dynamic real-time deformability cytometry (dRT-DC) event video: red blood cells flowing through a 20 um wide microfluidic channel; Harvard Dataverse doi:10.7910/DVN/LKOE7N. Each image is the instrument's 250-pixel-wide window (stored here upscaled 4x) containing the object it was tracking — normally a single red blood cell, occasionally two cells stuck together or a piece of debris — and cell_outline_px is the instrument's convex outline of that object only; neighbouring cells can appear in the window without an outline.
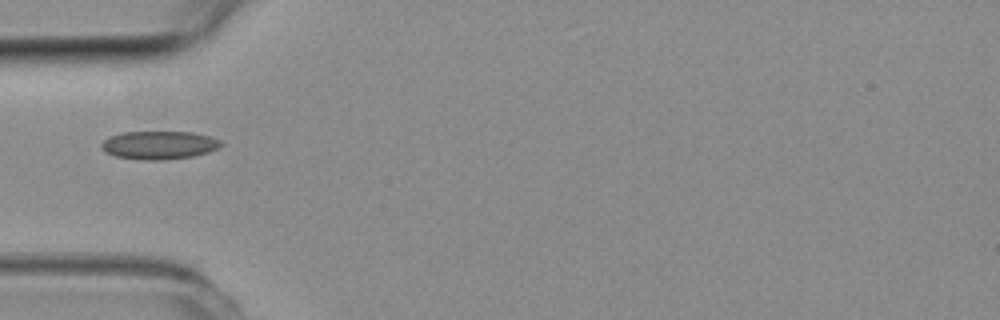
{"species": "common noctule bat (a hibernating species)", "species_latin": "Nyctalus noctula", "temperature_condition": "room temperature", "stored_images_in_passage": 4, "camera_frame_rate_fps": 3000, "um_per_image_px": 0.085, "animal": {"sex": "female", "body_mass_g": 19.3, "forearm_length_mm": 54.1}, "frame": {"image": 1, "passage_image": 1, "time_ms": 0.0, "image_size_px": [1000, 320], "cell_outline_px": [[224, 144], [208, 152], [192, 156], [160, 160], [140, 160], [116, 156], [104, 152], [100, 148], [100, 144], [104, 140], [120, 132], [192, 132], [208, 136], [220, 140]], "centroid_in_image_um": [13.48, 12.33], "position_along_channel_um": 71.5, "area_um2": 19.59}}
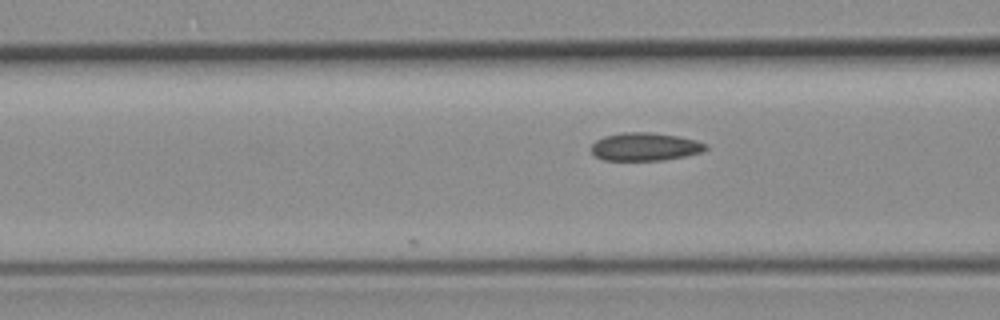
{"frame": {"image": 2, "passage_image": 4, "time_ms": 1.0, "image_size_px": [1000, 320], "cell_outline_px": [[708, 148], [704, 152], [664, 160], [604, 160], [596, 156], [592, 152], [592, 144], [596, 140], [604, 136], [620, 132], [648, 132], [676, 136], [696, 140], [708, 144]], "centroid_in_image_um": [54.85, 12.47], "position_along_channel_um": 111.8, "area_um2": 18.73}}